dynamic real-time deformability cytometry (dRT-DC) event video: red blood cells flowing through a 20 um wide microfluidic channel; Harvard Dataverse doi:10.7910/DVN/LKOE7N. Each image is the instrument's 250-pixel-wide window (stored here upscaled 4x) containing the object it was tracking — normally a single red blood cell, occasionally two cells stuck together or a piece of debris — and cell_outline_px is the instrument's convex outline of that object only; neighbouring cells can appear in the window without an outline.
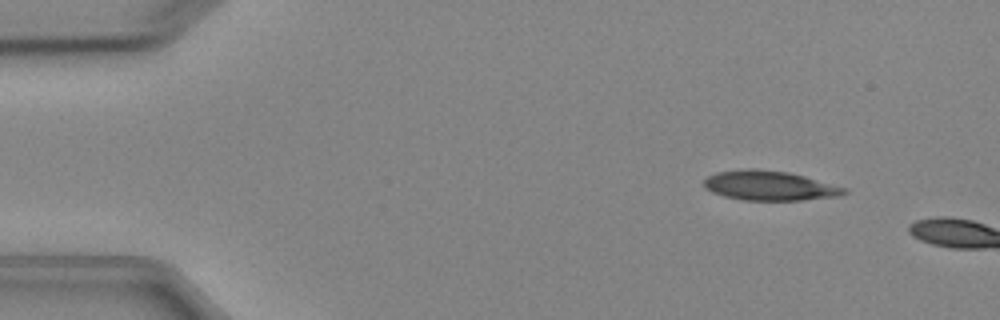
{"species": "Egyptian fruit bat (a non-hibernating species)", "species_latin": "Rousettus aegyptiacus", "temperature_condition": "cold", "stored_images_in_passage": 2, "camera_frame_rate_fps": 3000, "um_per_image_px": 0.085, "animal": {"sex": "female"}, "frame": {"image": 1, "passage_image": 1, "time_ms": 0.0, "image_size_px": [1000, 320], "cell_outline_px": [[848, 192], [840, 196], [804, 200], [744, 200], [724, 196], [712, 192], [704, 188], [704, 180], [708, 176], [716, 172], [748, 168], [752, 168], [788, 172], [804, 176], [848, 188]], "centroid_in_image_um": [65.42, 15.78], "position_along_channel_um": 19.6, "area_um2": 24.28}}